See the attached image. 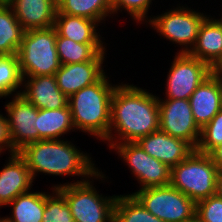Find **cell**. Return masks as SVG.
I'll use <instances>...</instances> for the list:
<instances>
[{
    "label": "cell",
    "mask_w": 222,
    "mask_h": 222,
    "mask_svg": "<svg viewBox=\"0 0 222 222\" xmlns=\"http://www.w3.org/2000/svg\"><path fill=\"white\" fill-rule=\"evenodd\" d=\"M185 222H204L201 218L195 213L192 217L188 218Z\"/></svg>",
    "instance_id": "35"
},
{
    "label": "cell",
    "mask_w": 222,
    "mask_h": 222,
    "mask_svg": "<svg viewBox=\"0 0 222 222\" xmlns=\"http://www.w3.org/2000/svg\"><path fill=\"white\" fill-rule=\"evenodd\" d=\"M0 222H10L5 216H0Z\"/></svg>",
    "instance_id": "36"
},
{
    "label": "cell",
    "mask_w": 222,
    "mask_h": 222,
    "mask_svg": "<svg viewBox=\"0 0 222 222\" xmlns=\"http://www.w3.org/2000/svg\"><path fill=\"white\" fill-rule=\"evenodd\" d=\"M97 21L56 11L54 28L61 37L81 44H106Z\"/></svg>",
    "instance_id": "20"
},
{
    "label": "cell",
    "mask_w": 222,
    "mask_h": 222,
    "mask_svg": "<svg viewBox=\"0 0 222 222\" xmlns=\"http://www.w3.org/2000/svg\"><path fill=\"white\" fill-rule=\"evenodd\" d=\"M106 58L107 52H100L92 61L61 65L55 72L61 92L69 98L82 88L99 81L107 71L104 69L106 65H103Z\"/></svg>",
    "instance_id": "13"
},
{
    "label": "cell",
    "mask_w": 222,
    "mask_h": 222,
    "mask_svg": "<svg viewBox=\"0 0 222 222\" xmlns=\"http://www.w3.org/2000/svg\"><path fill=\"white\" fill-rule=\"evenodd\" d=\"M196 214L204 222H222V196L216 193L197 202Z\"/></svg>",
    "instance_id": "31"
},
{
    "label": "cell",
    "mask_w": 222,
    "mask_h": 222,
    "mask_svg": "<svg viewBox=\"0 0 222 222\" xmlns=\"http://www.w3.org/2000/svg\"><path fill=\"white\" fill-rule=\"evenodd\" d=\"M24 32L12 8L2 0L0 2V55H16Z\"/></svg>",
    "instance_id": "24"
},
{
    "label": "cell",
    "mask_w": 222,
    "mask_h": 222,
    "mask_svg": "<svg viewBox=\"0 0 222 222\" xmlns=\"http://www.w3.org/2000/svg\"><path fill=\"white\" fill-rule=\"evenodd\" d=\"M184 5L179 2L170 10L162 11V14L156 13L155 16L152 13L150 20L146 23V26L153 28L162 39L179 46L177 53H188L191 50L196 42L200 26L208 16L205 11L203 13Z\"/></svg>",
    "instance_id": "7"
},
{
    "label": "cell",
    "mask_w": 222,
    "mask_h": 222,
    "mask_svg": "<svg viewBox=\"0 0 222 222\" xmlns=\"http://www.w3.org/2000/svg\"><path fill=\"white\" fill-rule=\"evenodd\" d=\"M114 222H164L151 214L129 193L117 195L114 206Z\"/></svg>",
    "instance_id": "26"
},
{
    "label": "cell",
    "mask_w": 222,
    "mask_h": 222,
    "mask_svg": "<svg viewBox=\"0 0 222 222\" xmlns=\"http://www.w3.org/2000/svg\"><path fill=\"white\" fill-rule=\"evenodd\" d=\"M211 157L214 160L218 169H222V144L216 147L211 153Z\"/></svg>",
    "instance_id": "33"
},
{
    "label": "cell",
    "mask_w": 222,
    "mask_h": 222,
    "mask_svg": "<svg viewBox=\"0 0 222 222\" xmlns=\"http://www.w3.org/2000/svg\"><path fill=\"white\" fill-rule=\"evenodd\" d=\"M6 207H12L11 215L5 216L10 222H42L45 192L30 190L17 196Z\"/></svg>",
    "instance_id": "22"
},
{
    "label": "cell",
    "mask_w": 222,
    "mask_h": 222,
    "mask_svg": "<svg viewBox=\"0 0 222 222\" xmlns=\"http://www.w3.org/2000/svg\"><path fill=\"white\" fill-rule=\"evenodd\" d=\"M77 179L79 178L77 177L76 181L72 179L71 182L51 185L53 189H57L65 197L74 222H114V206L117 195H103L94 186V180H99L100 183L107 181L108 183L109 177L99 170L89 180Z\"/></svg>",
    "instance_id": "4"
},
{
    "label": "cell",
    "mask_w": 222,
    "mask_h": 222,
    "mask_svg": "<svg viewBox=\"0 0 222 222\" xmlns=\"http://www.w3.org/2000/svg\"><path fill=\"white\" fill-rule=\"evenodd\" d=\"M217 172L210 154L194 150L171 168L170 185L197 203L217 193Z\"/></svg>",
    "instance_id": "5"
},
{
    "label": "cell",
    "mask_w": 222,
    "mask_h": 222,
    "mask_svg": "<svg viewBox=\"0 0 222 222\" xmlns=\"http://www.w3.org/2000/svg\"><path fill=\"white\" fill-rule=\"evenodd\" d=\"M56 37L54 27L24 32L16 54L22 77L55 75L61 66Z\"/></svg>",
    "instance_id": "6"
},
{
    "label": "cell",
    "mask_w": 222,
    "mask_h": 222,
    "mask_svg": "<svg viewBox=\"0 0 222 222\" xmlns=\"http://www.w3.org/2000/svg\"><path fill=\"white\" fill-rule=\"evenodd\" d=\"M110 149L123 159L138 189L170 184L171 168L146 153L137 142L116 143Z\"/></svg>",
    "instance_id": "9"
},
{
    "label": "cell",
    "mask_w": 222,
    "mask_h": 222,
    "mask_svg": "<svg viewBox=\"0 0 222 222\" xmlns=\"http://www.w3.org/2000/svg\"><path fill=\"white\" fill-rule=\"evenodd\" d=\"M167 72L165 97L158 99H189L192 93L213 70L202 60L188 53H177Z\"/></svg>",
    "instance_id": "10"
},
{
    "label": "cell",
    "mask_w": 222,
    "mask_h": 222,
    "mask_svg": "<svg viewBox=\"0 0 222 222\" xmlns=\"http://www.w3.org/2000/svg\"><path fill=\"white\" fill-rule=\"evenodd\" d=\"M152 1L154 0H110L113 16L119 17L118 13L120 14L124 10L137 25L146 24L150 20L148 12L152 7Z\"/></svg>",
    "instance_id": "29"
},
{
    "label": "cell",
    "mask_w": 222,
    "mask_h": 222,
    "mask_svg": "<svg viewBox=\"0 0 222 222\" xmlns=\"http://www.w3.org/2000/svg\"><path fill=\"white\" fill-rule=\"evenodd\" d=\"M0 168V208L20 194L32 190L33 180L25 159L17 152L9 155Z\"/></svg>",
    "instance_id": "15"
},
{
    "label": "cell",
    "mask_w": 222,
    "mask_h": 222,
    "mask_svg": "<svg viewBox=\"0 0 222 222\" xmlns=\"http://www.w3.org/2000/svg\"><path fill=\"white\" fill-rule=\"evenodd\" d=\"M106 44H81L57 34L56 47L61 65L92 61L100 52H107Z\"/></svg>",
    "instance_id": "25"
},
{
    "label": "cell",
    "mask_w": 222,
    "mask_h": 222,
    "mask_svg": "<svg viewBox=\"0 0 222 222\" xmlns=\"http://www.w3.org/2000/svg\"><path fill=\"white\" fill-rule=\"evenodd\" d=\"M57 11L97 21L101 25L113 17L110 0H56Z\"/></svg>",
    "instance_id": "23"
},
{
    "label": "cell",
    "mask_w": 222,
    "mask_h": 222,
    "mask_svg": "<svg viewBox=\"0 0 222 222\" xmlns=\"http://www.w3.org/2000/svg\"><path fill=\"white\" fill-rule=\"evenodd\" d=\"M217 194L222 196V169L217 172Z\"/></svg>",
    "instance_id": "34"
},
{
    "label": "cell",
    "mask_w": 222,
    "mask_h": 222,
    "mask_svg": "<svg viewBox=\"0 0 222 222\" xmlns=\"http://www.w3.org/2000/svg\"><path fill=\"white\" fill-rule=\"evenodd\" d=\"M149 91L118 83L111 100L110 130L104 141L109 149L116 143L137 142L159 130V99Z\"/></svg>",
    "instance_id": "1"
},
{
    "label": "cell",
    "mask_w": 222,
    "mask_h": 222,
    "mask_svg": "<svg viewBox=\"0 0 222 222\" xmlns=\"http://www.w3.org/2000/svg\"><path fill=\"white\" fill-rule=\"evenodd\" d=\"M35 126L39 131V140H61L64 135L76 132L69 105L56 110L38 109Z\"/></svg>",
    "instance_id": "21"
},
{
    "label": "cell",
    "mask_w": 222,
    "mask_h": 222,
    "mask_svg": "<svg viewBox=\"0 0 222 222\" xmlns=\"http://www.w3.org/2000/svg\"><path fill=\"white\" fill-rule=\"evenodd\" d=\"M20 94L38 109H60L69 99L59 89L55 75L23 77Z\"/></svg>",
    "instance_id": "18"
},
{
    "label": "cell",
    "mask_w": 222,
    "mask_h": 222,
    "mask_svg": "<svg viewBox=\"0 0 222 222\" xmlns=\"http://www.w3.org/2000/svg\"><path fill=\"white\" fill-rule=\"evenodd\" d=\"M137 143L150 156L172 168L184 161L195 149L186 141L158 130L140 138Z\"/></svg>",
    "instance_id": "16"
},
{
    "label": "cell",
    "mask_w": 222,
    "mask_h": 222,
    "mask_svg": "<svg viewBox=\"0 0 222 222\" xmlns=\"http://www.w3.org/2000/svg\"><path fill=\"white\" fill-rule=\"evenodd\" d=\"M188 54L205 62L213 71L222 69V25L215 16L210 14L203 20Z\"/></svg>",
    "instance_id": "17"
},
{
    "label": "cell",
    "mask_w": 222,
    "mask_h": 222,
    "mask_svg": "<svg viewBox=\"0 0 222 222\" xmlns=\"http://www.w3.org/2000/svg\"><path fill=\"white\" fill-rule=\"evenodd\" d=\"M18 153L25 159L33 180L44 174L52 177L78 176L81 181H86L100 170L92 155L78 149L67 138L28 143Z\"/></svg>",
    "instance_id": "2"
},
{
    "label": "cell",
    "mask_w": 222,
    "mask_h": 222,
    "mask_svg": "<svg viewBox=\"0 0 222 222\" xmlns=\"http://www.w3.org/2000/svg\"><path fill=\"white\" fill-rule=\"evenodd\" d=\"M24 31L54 26L56 0H5Z\"/></svg>",
    "instance_id": "19"
},
{
    "label": "cell",
    "mask_w": 222,
    "mask_h": 222,
    "mask_svg": "<svg viewBox=\"0 0 222 222\" xmlns=\"http://www.w3.org/2000/svg\"><path fill=\"white\" fill-rule=\"evenodd\" d=\"M110 78L111 75L105 74L99 81L82 88L68 99L75 130L100 142L108 138L111 100L118 85L113 84Z\"/></svg>",
    "instance_id": "3"
},
{
    "label": "cell",
    "mask_w": 222,
    "mask_h": 222,
    "mask_svg": "<svg viewBox=\"0 0 222 222\" xmlns=\"http://www.w3.org/2000/svg\"><path fill=\"white\" fill-rule=\"evenodd\" d=\"M49 188L51 191L45 192V209L42 222H74L65 197L57 189L50 186Z\"/></svg>",
    "instance_id": "28"
},
{
    "label": "cell",
    "mask_w": 222,
    "mask_h": 222,
    "mask_svg": "<svg viewBox=\"0 0 222 222\" xmlns=\"http://www.w3.org/2000/svg\"><path fill=\"white\" fill-rule=\"evenodd\" d=\"M22 82L17 55H0V99L20 94Z\"/></svg>",
    "instance_id": "27"
},
{
    "label": "cell",
    "mask_w": 222,
    "mask_h": 222,
    "mask_svg": "<svg viewBox=\"0 0 222 222\" xmlns=\"http://www.w3.org/2000/svg\"><path fill=\"white\" fill-rule=\"evenodd\" d=\"M135 191L130 194L164 222H185L196 213V203L170 184Z\"/></svg>",
    "instance_id": "8"
},
{
    "label": "cell",
    "mask_w": 222,
    "mask_h": 222,
    "mask_svg": "<svg viewBox=\"0 0 222 222\" xmlns=\"http://www.w3.org/2000/svg\"><path fill=\"white\" fill-rule=\"evenodd\" d=\"M8 151V155L17 153L12 146V141L9 134V127L5 113L0 111V156Z\"/></svg>",
    "instance_id": "32"
},
{
    "label": "cell",
    "mask_w": 222,
    "mask_h": 222,
    "mask_svg": "<svg viewBox=\"0 0 222 222\" xmlns=\"http://www.w3.org/2000/svg\"><path fill=\"white\" fill-rule=\"evenodd\" d=\"M5 102V114L13 148L18 152L28 143L39 141V131L35 128L38 108L21 94L12 95Z\"/></svg>",
    "instance_id": "12"
},
{
    "label": "cell",
    "mask_w": 222,
    "mask_h": 222,
    "mask_svg": "<svg viewBox=\"0 0 222 222\" xmlns=\"http://www.w3.org/2000/svg\"><path fill=\"white\" fill-rule=\"evenodd\" d=\"M159 130L196 149L201 129L194 120L189 99H159Z\"/></svg>",
    "instance_id": "11"
},
{
    "label": "cell",
    "mask_w": 222,
    "mask_h": 222,
    "mask_svg": "<svg viewBox=\"0 0 222 222\" xmlns=\"http://www.w3.org/2000/svg\"><path fill=\"white\" fill-rule=\"evenodd\" d=\"M222 144V109L212 120L201 129L199 143L196 151L210 154L216 147Z\"/></svg>",
    "instance_id": "30"
},
{
    "label": "cell",
    "mask_w": 222,
    "mask_h": 222,
    "mask_svg": "<svg viewBox=\"0 0 222 222\" xmlns=\"http://www.w3.org/2000/svg\"><path fill=\"white\" fill-rule=\"evenodd\" d=\"M194 120L202 129L222 109V72L213 71L189 98Z\"/></svg>",
    "instance_id": "14"
},
{
    "label": "cell",
    "mask_w": 222,
    "mask_h": 222,
    "mask_svg": "<svg viewBox=\"0 0 222 222\" xmlns=\"http://www.w3.org/2000/svg\"><path fill=\"white\" fill-rule=\"evenodd\" d=\"M222 11V10H221ZM219 16H220V18L219 17H217L216 19L221 23V25H222V12H221V15L219 14Z\"/></svg>",
    "instance_id": "37"
}]
</instances>
